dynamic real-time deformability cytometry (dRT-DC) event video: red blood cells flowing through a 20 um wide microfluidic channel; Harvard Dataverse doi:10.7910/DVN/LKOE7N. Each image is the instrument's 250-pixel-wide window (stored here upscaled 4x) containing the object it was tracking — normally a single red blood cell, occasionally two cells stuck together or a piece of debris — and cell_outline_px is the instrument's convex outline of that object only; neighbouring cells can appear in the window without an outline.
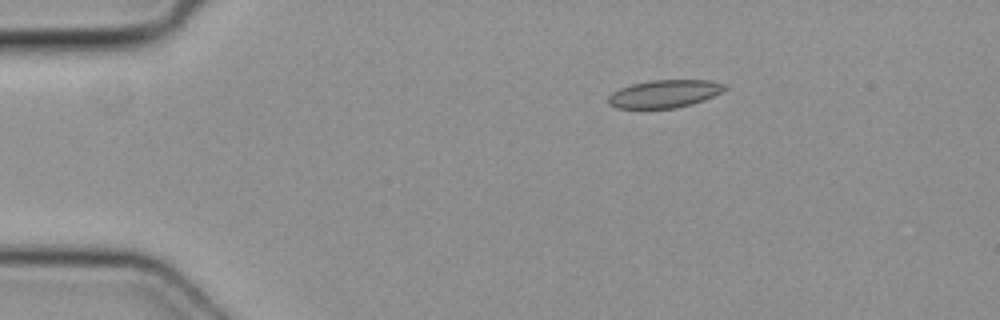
{"species": "common noctule bat (a hibernating species)", "species_latin": "Nyctalus noctula", "temperature_condition": "cold", "stored_images_in_passage": 6, "camera_frame_rate_fps": 3000, "um_per_image_px": 0.085, "animal": {"sex": "female", "body_mass_g": 19.3, "forearm_length_mm": 54.1}, "frame": {"image": 1, "passage_image": 2, "time_ms": 0.333, "image_size_px": [1000, 320], "cell_outline_px": [[728, 88], [704, 100], [692, 104], [676, 108], [616, 108], [608, 104], [608, 96], [612, 92], [620, 88], [632, 84], [652, 80], [712, 80], [728, 84]], "centroid_in_image_um": [56.5, 7.96], "position_along_channel_um": 28.5, "area_um2": 18.96}}
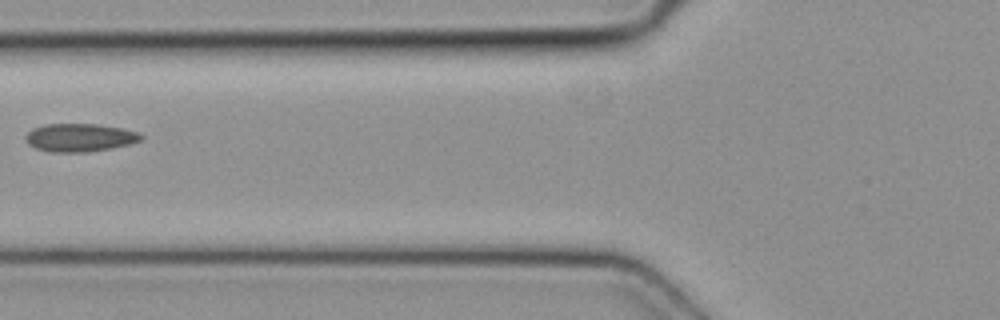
{"frame": {"image": 2, "passage_image": 5, "time_ms": 1.333, "image_size_px": [1000, 320], "cell_outline_px": [[144, 140], [112, 148], [88, 152], [48, 152], [36, 148], [28, 144], [24, 136], [32, 128], [44, 124], [96, 124], [124, 128], [140, 132], [144, 136]], "centroid_in_image_um": [6.8, 11.69], "position_along_channel_um": 119.0, "area_um2": 19.19}}
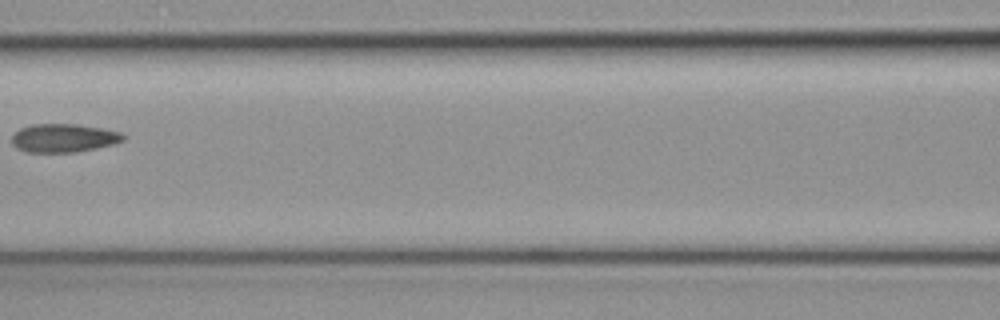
{"frame": {"image": 3, "passage_image": 6, "time_ms": 1.667, "image_size_px": [1000, 320], "cell_outline_px": [[128, 136], [124, 140], [116, 144], [76, 152], [28, 152], [16, 148], [12, 144], [12, 136], [20, 128], [32, 124], [76, 124], [104, 128], [120, 132]], "centroid_in_image_um": [5.45, 11.73], "position_along_channel_um": 161.1, "area_um2": 18.67}}